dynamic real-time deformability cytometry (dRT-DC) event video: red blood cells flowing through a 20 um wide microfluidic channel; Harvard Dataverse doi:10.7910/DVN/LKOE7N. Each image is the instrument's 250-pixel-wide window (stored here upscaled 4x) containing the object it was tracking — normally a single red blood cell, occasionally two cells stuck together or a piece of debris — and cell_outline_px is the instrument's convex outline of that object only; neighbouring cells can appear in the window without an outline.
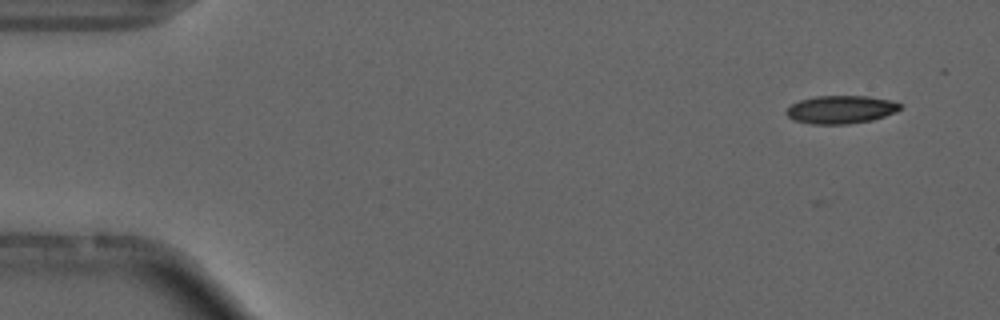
{"species": "common noctule bat (a hibernating species)", "species_latin": "Nyctalus noctula", "temperature_condition": "cold", "stored_images_in_passage": 3, "camera_frame_rate_fps": 3000, "um_per_image_px": 0.085, "animal": {"sex": "male", "forearm_length_mm": 52.5}, "frame": {"image": 1, "passage_image": 1, "time_ms": 0.0, "image_size_px": [1000, 320], "cell_outline_px": [[900, 108], [896, 112], [872, 120], [848, 124], [812, 124], [792, 120], [784, 112], [792, 104], [800, 100], [816, 96], [868, 96], [888, 100], [900, 104]], "centroid_in_image_um": [71.43, 9.32], "position_along_channel_um": 13.6, "area_um2": 18.5}}